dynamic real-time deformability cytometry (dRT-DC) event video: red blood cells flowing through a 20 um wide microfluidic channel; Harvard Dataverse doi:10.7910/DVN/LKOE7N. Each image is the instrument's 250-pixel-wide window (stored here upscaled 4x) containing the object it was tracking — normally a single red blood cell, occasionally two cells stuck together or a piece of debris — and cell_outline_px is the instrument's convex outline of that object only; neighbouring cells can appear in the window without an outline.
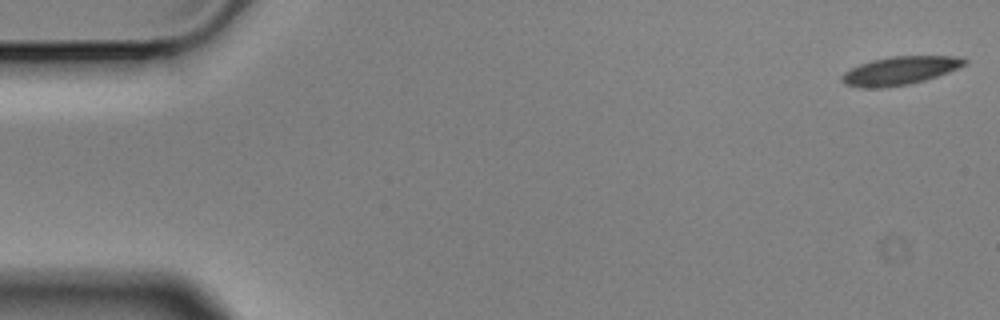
{"species": "Egyptian fruit bat (a non-hibernating species)", "species_latin": "Rousettus aegyptiacus", "temperature_condition": "cold", "stored_images_in_passage": 5, "camera_frame_rate_fps": 3000, "um_per_image_px": 0.085, "animal": {"sex": "male"}, "frame": {"image": 1, "passage_image": 1, "time_ms": 0.0, "image_size_px": [1000, 320], "cell_outline_px": [[968, 64], [948, 72], [924, 80], [908, 84], [884, 88], [860, 88], [844, 84], [840, 80], [840, 76], [844, 72], [860, 64], [872, 60], [892, 56], [952, 56], [968, 60]], "centroid_in_image_um": [76.45, 6.01], "position_along_channel_um": 8.5, "area_um2": 20.23}}
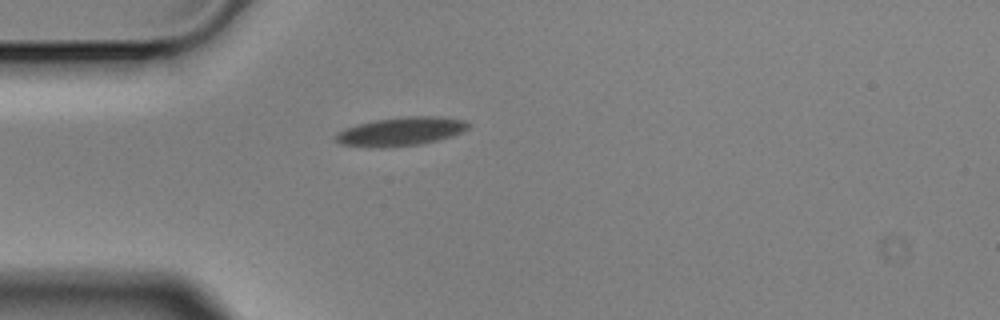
{"frame": {"image": 2, "passage_image": 5, "time_ms": 1.333, "image_size_px": [1000, 320], "cell_outline_px": [[472, 124], [468, 128], [452, 136], [420, 144], [380, 148], [368, 148], [340, 144], [336, 140], [336, 132], [344, 128], [356, 124], [376, 120], [408, 116], [440, 116], [464, 120]], "centroid_in_image_um": [34.04, 11.18], "position_along_channel_um": 51.0, "area_um2": 22.25}}